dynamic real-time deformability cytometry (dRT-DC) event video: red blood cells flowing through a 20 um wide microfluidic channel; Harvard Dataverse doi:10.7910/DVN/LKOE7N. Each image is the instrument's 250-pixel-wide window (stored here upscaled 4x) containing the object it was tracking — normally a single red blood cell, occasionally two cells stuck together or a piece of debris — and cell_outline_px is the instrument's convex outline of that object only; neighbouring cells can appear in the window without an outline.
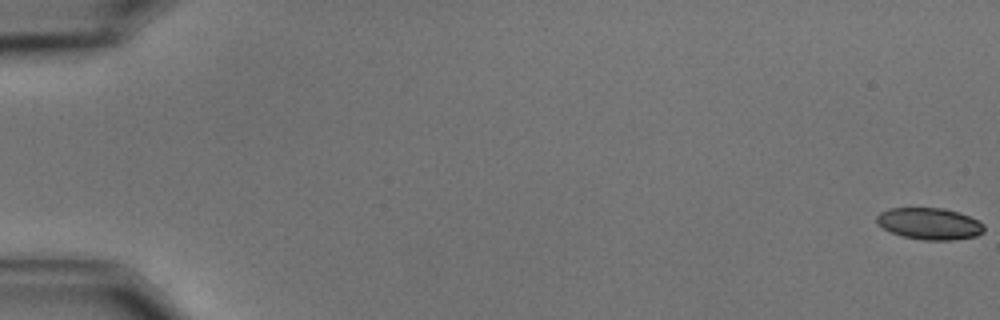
{"species": "common noctule bat (a hibernating species)", "species_latin": "Nyctalus noctula", "temperature_condition": "cold", "stored_images_in_passage": 15, "camera_frame_rate_fps": 3000, "um_per_image_px": 0.085, "animal": {"sex": "male", "body_mass_g": 15.6}, "frame": {"image": 1, "passage_image": 1, "time_ms": 0.0, "image_size_px": [1000, 320], "cell_outline_px": [[984, 232], [976, 236], [952, 240], [924, 240], [904, 236], [892, 232], [876, 224], [876, 216], [880, 212], [888, 208], [944, 208], [960, 212], [984, 224]], "centroid_in_image_um": [79.0, 19.0], "position_along_channel_um": 6.0, "area_um2": 19.83}}
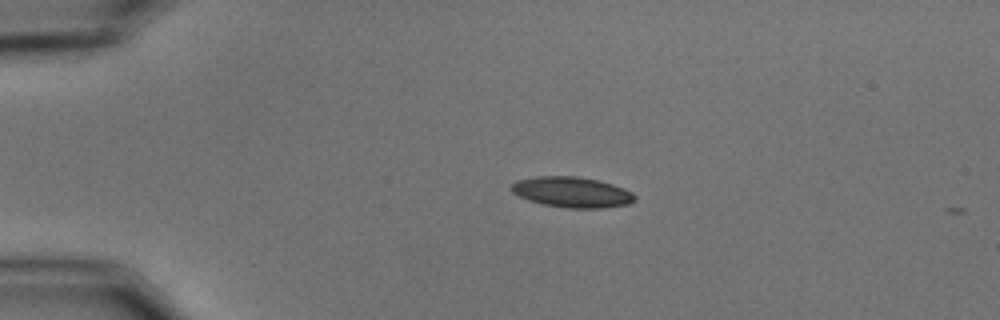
{"frame": {"image": 2, "passage_image": 14, "time_ms": 4.333, "image_size_px": [1000, 320], "cell_outline_px": [[636, 200], [628, 204], [600, 208], [568, 208], [544, 204], [528, 200], [512, 192], [512, 184], [516, 180], [536, 176], [576, 176], [600, 180], [624, 188], [632, 192], [636, 196]], "centroid_in_image_um": [48.64, 16.32], "position_along_channel_um": 36.4, "area_um2": 21.96}}